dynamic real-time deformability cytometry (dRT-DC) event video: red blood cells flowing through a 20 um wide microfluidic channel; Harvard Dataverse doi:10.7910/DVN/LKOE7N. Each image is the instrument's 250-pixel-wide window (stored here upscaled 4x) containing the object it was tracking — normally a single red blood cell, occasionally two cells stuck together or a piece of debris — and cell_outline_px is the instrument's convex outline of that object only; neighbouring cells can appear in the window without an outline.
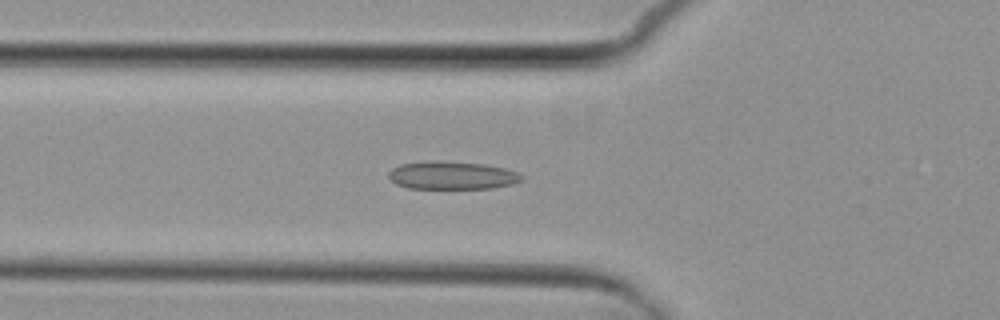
{"species": "common noctule bat (a hibernating species)", "species_latin": "Nyctalus noctula", "temperature_condition": "cold", "stored_images_in_passage": 4, "camera_frame_rate_fps": 3000, "um_per_image_px": 0.085, "animal": {"sex": "female", "body_mass_g": 29.2, "forearm_length_mm": 56.3}, "frame": {"image": 1, "passage_image": 4, "time_ms": 4.667, "image_size_px": [1000, 320], "cell_outline_px": [[524, 180], [512, 184], [492, 188], [408, 188], [396, 184], [388, 176], [388, 172], [392, 168], [400, 164], [436, 160], [484, 164], [504, 168], [516, 172], [524, 176]], "centroid_in_image_um": [38.42, 14.9], "position_along_channel_um": 87.4, "area_um2": 21.68}}